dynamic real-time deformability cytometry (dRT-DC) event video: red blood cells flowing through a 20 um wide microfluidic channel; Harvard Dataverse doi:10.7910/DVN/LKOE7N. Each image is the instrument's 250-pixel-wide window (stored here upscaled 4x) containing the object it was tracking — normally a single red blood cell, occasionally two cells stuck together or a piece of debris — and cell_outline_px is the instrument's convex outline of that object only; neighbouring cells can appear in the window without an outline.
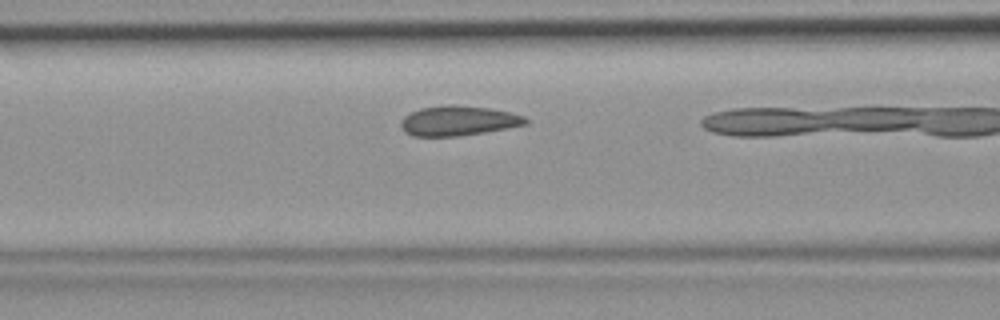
{"species": "common noctule bat (a hibernating species)", "species_latin": "Nyctalus noctula", "temperature_condition": "room temperature", "stored_images_in_passage": 14, "camera_frame_rate_fps": 3000, "um_per_image_px": 0.085, "animal": {"sex": "female", "body_mass_g": 19.9}, "frame": {"image": 1, "passage_image": 10, "time_ms": 3.0, "image_size_px": [1000, 320], "cell_outline_px": [[528, 124], [508, 128], [484, 132], [456, 136], [412, 136], [404, 132], [400, 124], [400, 120], [404, 116], [420, 108], [492, 108], [524, 116], [528, 120]], "centroid_in_image_um": [38.96, 10.32], "position_along_channel_um": 127.6, "area_um2": 20.69}}